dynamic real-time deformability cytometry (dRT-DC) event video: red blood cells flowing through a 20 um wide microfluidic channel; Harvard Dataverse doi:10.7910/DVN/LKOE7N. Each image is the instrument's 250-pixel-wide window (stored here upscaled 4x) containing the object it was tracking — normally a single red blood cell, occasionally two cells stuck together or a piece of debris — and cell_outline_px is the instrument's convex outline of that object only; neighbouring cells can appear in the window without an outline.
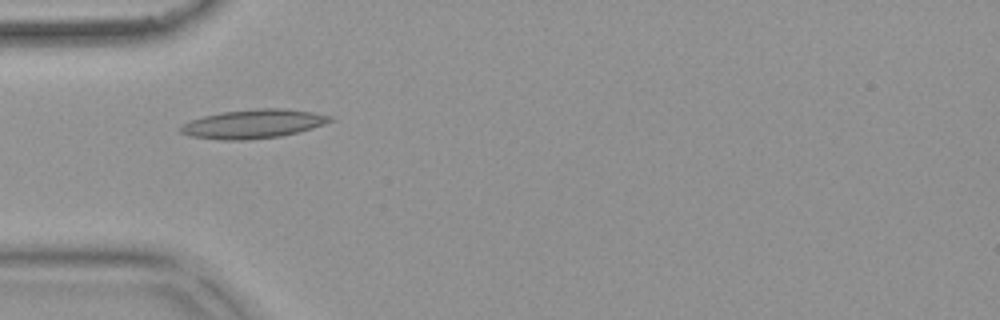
{"species": "common noctule bat (a hibernating species)", "species_latin": "Nyctalus noctula", "temperature_condition": "warm", "stored_images_in_passage": 39, "camera_frame_rate_fps": 3000, "um_per_image_px": 0.085, "animal": {"sex": "female", "body_mass_g": 18.4}, "frame": {"image": 1, "passage_image": 2, "time_ms": 0.333, "image_size_px": [1000, 320], "cell_outline_px": [[332, 120], [324, 124], [312, 128], [280, 136], [244, 140], [220, 140], [188, 136], [180, 132], [180, 124], [188, 120], [220, 112], [260, 108], [280, 108], [312, 112], [328, 116]], "centroid_in_image_um": [21.42, 10.53], "position_along_channel_um": 63.6, "area_um2": 25.03}}
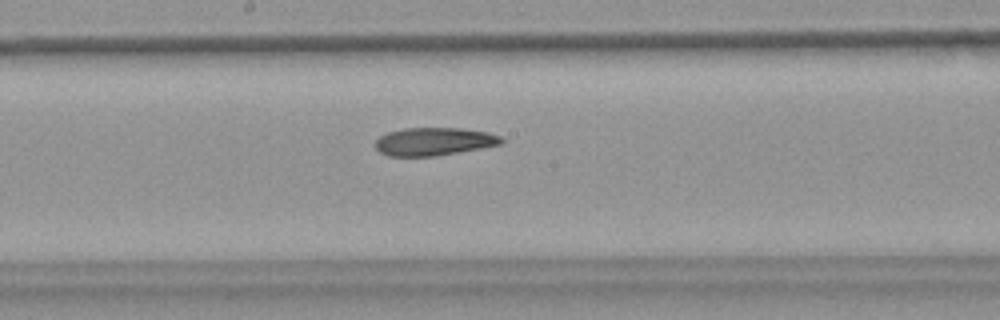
{"frame": {"image": 2, "passage_image": 14, "time_ms": 4.333, "image_size_px": [1000, 320], "cell_outline_px": [[504, 140], [500, 144], [480, 148], [436, 156], [388, 156], [380, 152], [376, 148], [376, 140], [380, 136], [388, 132], [404, 128], [460, 128], [488, 132], [500, 136]], "centroid_in_image_um": [36.87, 12.02], "position_along_channel_um": 211.3, "area_um2": 20.4}}
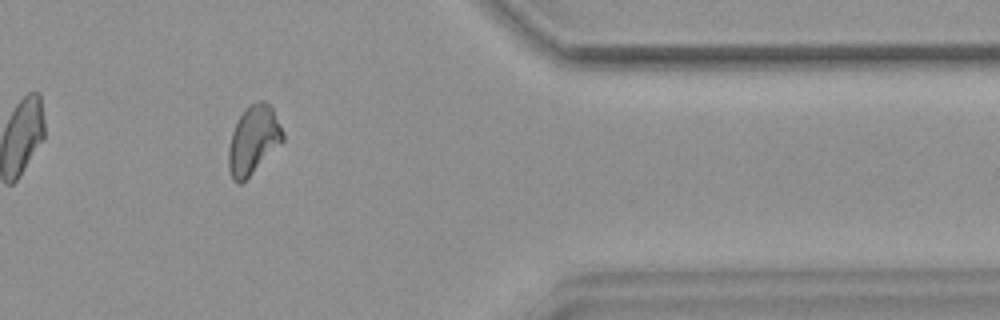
{"frame": {"image": 3, "passage_image": 30, "time_ms": 9.667, "image_size_px": [1000, 320], "cell_outline_px": [[284, 140], [240, 184], [236, 184], [232, 180], [228, 168], [228, 148], [232, 132], [240, 116], [248, 104], [260, 100], [264, 100], [272, 108], [284, 132]], "centroid_in_image_um": [21.52, 11.88], "position_along_channel_um": 389.9, "area_um2": 21.39}, "authors_computed_cell_mechanics": {"area_um2": 21.1548, "velocity_mm_per_s": 3.7341, "shape_relaxation_time_tau1_ms": null, "shape_relaxation_time_tau2_ms": 7.5038, "deformation_change_tau1": null, "deformation_change_tau2": 0.175}}